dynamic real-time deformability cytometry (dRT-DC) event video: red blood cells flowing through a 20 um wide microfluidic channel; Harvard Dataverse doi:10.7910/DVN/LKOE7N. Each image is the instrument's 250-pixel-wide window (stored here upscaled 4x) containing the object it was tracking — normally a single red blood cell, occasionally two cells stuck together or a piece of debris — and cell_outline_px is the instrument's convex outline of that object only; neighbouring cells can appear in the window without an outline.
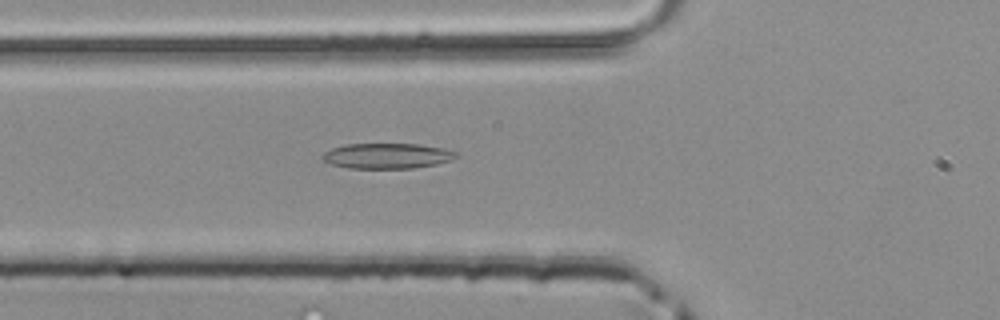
{"species": "common noctule bat (a hibernating species)", "species_latin": "Nyctalus noctula", "temperature_condition": "room temperature", "stored_images_in_passage": 42, "camera_frame_rate_fps": 3000, "um_per_image_px": 0.085, "animal": {"sex": "male", "body_mass_g": 20.4}, "frame": {"image": 1, "passage_image": 11, "time_ms": 3.333, "image_size_px": [1000, 320], "cell_outline_px": [[460, 152], [452, 160], [436, 164], [412, 168], [348, 168], [332, 164], [324, 160], [320, 156], [324, 152], [332, 148], [348, 144], [420, 144], [444, 148]], "centroid_in_image_um": [32.94, 13.24], "position_along_channel_um": 92.9, "area_um2": 19.77}}
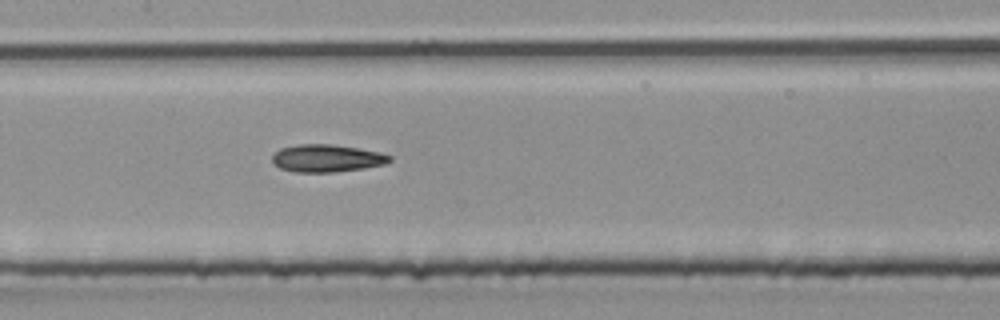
{"frame": {"image": 2, "passage_image": 17, "time_ms": 5.333, "image_size_px": [1000, 320], "cell_outline_px": [[392, 160], [384, 164], [364, 168], [336, 172], [296, 172], [280, 168], [272, 164], [272, 156], [280, 148], [296, 144], [332, 144], [380, 152], [392, 156]], "centroid_in_image_um": [27.76, 13.45], "position_along_channel_um": 179.6, "area_um2": 18.9}}
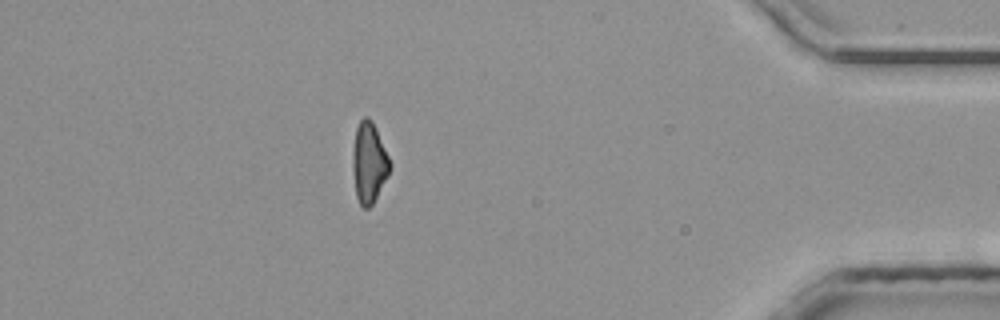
{"frame": {"image": 3, "passage_image": 36, "time_ms": 11.667, "image_size_px": [1000, 320], "cell_outline_px": [[392, 168], [388, 176], [372, 204], [368, 208], [364, 208], [360, 204], [356, 196], [352, 168], [352, 152], [356, 128], [360, 120], [364, 116], [368, 116], [372, 120], [376, 128], [392, 164]], "centroid_in_image_um": [31.36, 13.81], "position_along_channel_um": 403.8, "area_um2": 17.63}}